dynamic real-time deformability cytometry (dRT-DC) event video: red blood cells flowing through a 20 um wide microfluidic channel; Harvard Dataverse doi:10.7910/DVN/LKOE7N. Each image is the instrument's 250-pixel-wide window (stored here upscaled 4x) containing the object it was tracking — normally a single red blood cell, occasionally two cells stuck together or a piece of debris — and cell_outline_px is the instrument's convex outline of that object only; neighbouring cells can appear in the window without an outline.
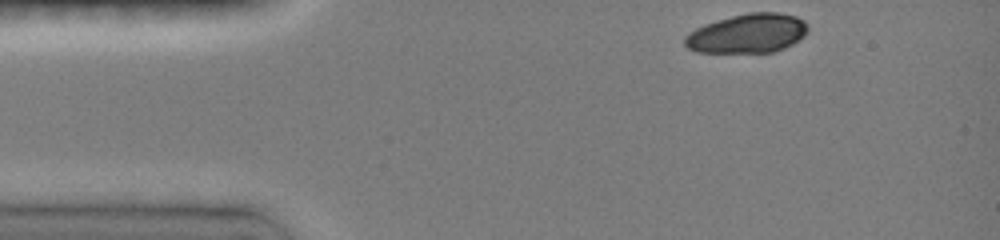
{"species": "common noctule bat (a hibernating species)", "species_latin": "Nyctalus noctula", "temperature_condition": "room temperature", "stored_images_in_passage": 14, "camera_frame_rate_fps": 3000, "um_per_image_px": 0.085, "animal": {"sex": "female", "body_mass_g": 19.0, "forearm_length_mm": 51.5}, "frame": {"image": 1, "passage_image": 1, "time_ms": 0.0, "image_size_px": [1000, 240], "cell_outline_px": [[808, 32], [804, 36], [792, 44], [784, 48], [772, 52], [696, 52], [688, 48], [684, 44], [684, 36], [688, 32], [704, 24], [732, 16], [748, 12], [776, 12], [796, 16], [804, 20], [808, 24]], "centroid_in_image_um": [63.54, 2.84], "position_along_channel_um": 21.5, "area_um2": 28.21}}